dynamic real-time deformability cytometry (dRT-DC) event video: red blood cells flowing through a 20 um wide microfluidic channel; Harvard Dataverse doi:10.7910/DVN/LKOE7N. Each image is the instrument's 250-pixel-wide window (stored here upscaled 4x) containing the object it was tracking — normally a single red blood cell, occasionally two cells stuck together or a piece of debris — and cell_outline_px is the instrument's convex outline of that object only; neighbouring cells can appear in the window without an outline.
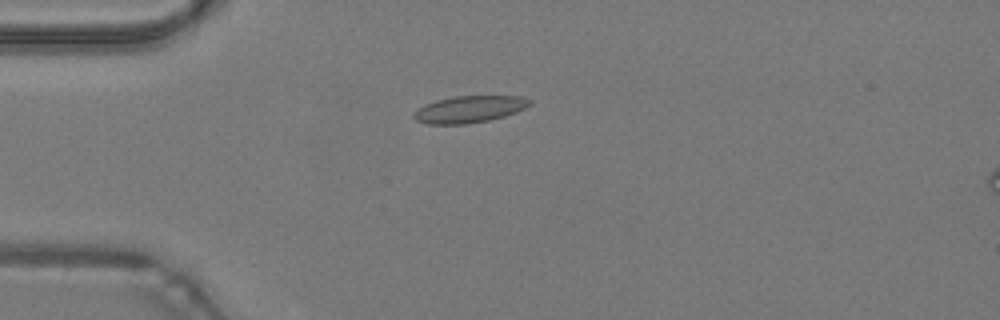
{"species": "common noctule bat (a hibernating species)", "species_latin": "Nyctalus noctula", "temperature_condition": "warm", "stored_images_in_passage": 46, "camera_frame_rate_fps": 3000, "um_per_image_px": 0.085, "animal": {"sex": "male", "body_mass_g": 19.2, "forearm_length_mm": 51.8}, "frame": {"image": 1, "passage_image": 11, "time_ms": 3.333, "image_size_px": [1000, 320], "cell_outline_px": [[532, 104], [516, 112], [504, 116], [488, 120], [464, 124], [428, 124], [416, 120], [412, 116], [412, 112], [424, 104], [436, 100], [452, 96], [524, 96], [532, 100]], "centroid_in_image_um": [39.88, 9.27], "position_along_channel_um": 45.1, "area_um2": 18.26}}
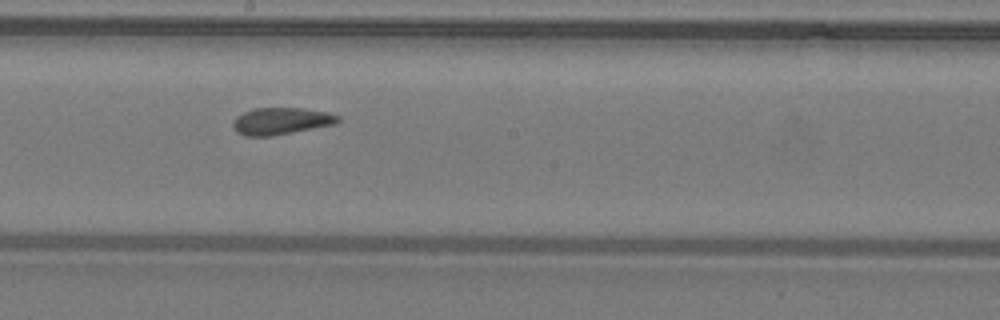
{"frame": {"image": 2, "passage_image": 25, "time_ms": 8.0, "image_size_px": [1000, 320], "cell_outline_px": [[340, 120], [336, 124], [272, 136], [244, 136], [236, 132], [232, 128], [232, 124], [236, 116], [244, 112], [256, 108], [304, 108], [328, 112], [340, 116]], "centroid_in_image_um": [23.89, 10.29], "position_along_channel_um": 224.3, "area_um2": 16.65}}
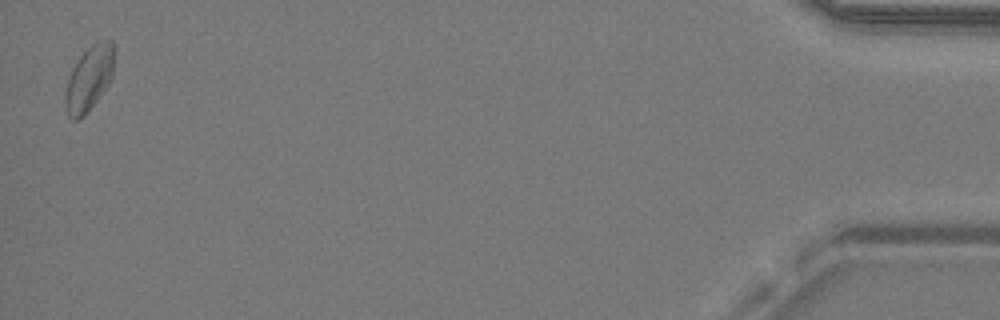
{"frame": {"image": 3, "passage_image": 46, "time_ms": 15.0, "image_size_px": [1000, 320], "cell_outline_px": [[112, 76], [108, 84], [84, 116], [80, 120], [72, 120], [68, 116], [64, 104], [64, 96], [68, 80], [72, 68], [80, 56], [96, 40], [112, 40]], "centroid_in_image_um": [7.53, 6.7], "position_along_channel_um": 427.7, "area_um2": 18.15}, "authors_computed_cell_mechanics": {"area_um2": 17.34, "velocity_mm_per_s": 4.2654, "shape_relaxation_time_tau1_ms": null, "shape_relaxation_time_tau2_ms": 1.1266, "deformation_change_tau1": null, "deformation_change_tau2": 0.074}}